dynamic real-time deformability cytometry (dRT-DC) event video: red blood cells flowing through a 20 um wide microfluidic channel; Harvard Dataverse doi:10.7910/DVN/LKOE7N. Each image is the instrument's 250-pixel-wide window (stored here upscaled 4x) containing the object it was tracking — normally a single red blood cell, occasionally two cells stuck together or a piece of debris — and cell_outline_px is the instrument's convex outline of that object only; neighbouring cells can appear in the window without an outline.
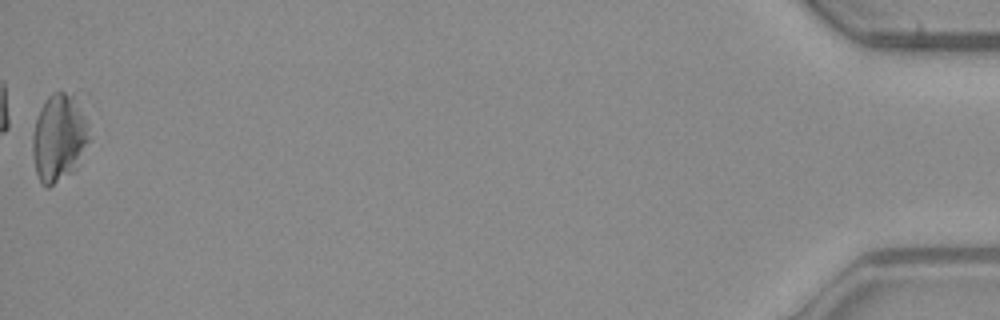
{"species": "common noctule bat (a hibernating species)", "species_latin": "Nyctalus noctula", "temperature_condition": "warm", "stored_images_in_passage": 38, "camera_frame_rate_fps": 3000, "um_per_image_px": 0.085, "animal": {"sex": "male", "body_mass_g": 23.1, "forearm_length_mm": 52.7}, "frame": {"image": 1, "passage_image": 38, "time_ms": 12.333, "image_size_px": [1000, 320], "cell_outline_px": [[92, 140], [76, 168], [72, 172], [48, 188], [44, 188], [40, 184], [36, 172], [32, 152], [32, 136], [36, 120], [40, 108], [48, 96], [52, 92], [64, 92], [72, 96], [84, 116]], "centroid_in_image_um": [5.0, 11.78], "position_along_channel_um": 430.2, "area_um2": 28.96}}